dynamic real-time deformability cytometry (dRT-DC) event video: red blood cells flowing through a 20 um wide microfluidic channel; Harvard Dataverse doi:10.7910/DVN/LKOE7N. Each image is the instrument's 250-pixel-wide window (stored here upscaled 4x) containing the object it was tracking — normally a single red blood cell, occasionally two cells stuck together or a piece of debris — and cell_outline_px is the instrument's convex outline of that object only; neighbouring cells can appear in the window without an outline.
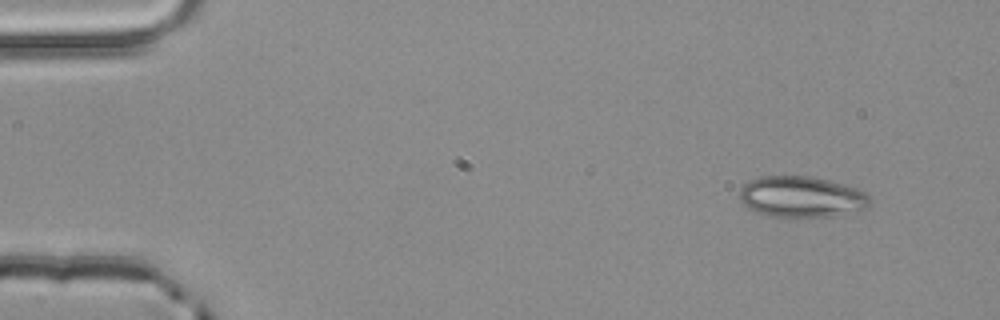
{"species": "common noctule bat (a hibernating species)", "species_latin": "Nyctalus noctula", "temperature_condition": "room temperature", "stored_images_in_passage": 3, "camera_frame_rate_fps": 3000, "um_per_image_px": 0.085, "animal": {"sex": "male", "body_mass_g": 20.4}, "frame": {"image": 1, "passage_image": 1, "time_ms": 0.0, "image_size_px": [1000, 320], "cell_outline_px": [[872, 200], [864, 208], [832, 216], [788, 220], [768, 216], [756, 212], [748, 208], [740, 200], [740, 188], [748, 180], [760, 176], [812, 176], [828, 180], [856, 188], [868, 192]], "centroid_in_image_um": [68.09, 16.76], "position_along_channel_um": 16.9, "area_um2": 31.96}}